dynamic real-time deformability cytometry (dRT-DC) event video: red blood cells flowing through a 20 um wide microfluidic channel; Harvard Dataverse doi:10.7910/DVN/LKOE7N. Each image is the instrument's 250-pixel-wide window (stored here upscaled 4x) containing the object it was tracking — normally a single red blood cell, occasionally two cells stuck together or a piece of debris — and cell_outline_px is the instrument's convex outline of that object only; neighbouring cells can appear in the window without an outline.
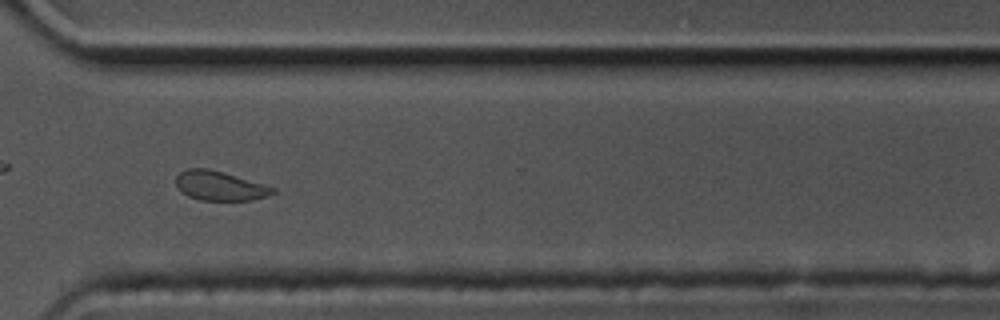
{"species": "common noctule bat (a hibernating species)", "species_latin": "Nyctalus noctula", "temperature_condition": "cold", "stored_images_in_passage": 42, "camera_frame_rate_fps": 3000, "um_per_image_px": 0.085, "animal": {"sex": "male", "body_mass_g": 17.5, "forearm_length_mm": 52.3}, "frame": {"image": 1, "passage_image": 36, "time_ms": 11.667, "image_size_px": [1000, 320], "cell_outline_px": [[276, 192], [268, 196], [252, 200], [200, 200], [188, 196], [180, 192], [176, 184], [176, 176], [180, 172], [188, 168], [208, 168], [224, 172], [276, 188]], "centroid_in_image_um": [18.67, 15.79], "position_along_channel_um": 351.9, "area_um2": 16.65}, "authors_computed_cell_mechanics": {"area_um2": 17.4267, "velocity_mm_per_s": 3.4862, "shape_relaxation_time_tau1_ms": 6.9333, "shape_relaxation_time_tau2_ms": 4.6793, "deformation_change_tau1": 0.1149, "deformation_change_tau2": 0.0881}}